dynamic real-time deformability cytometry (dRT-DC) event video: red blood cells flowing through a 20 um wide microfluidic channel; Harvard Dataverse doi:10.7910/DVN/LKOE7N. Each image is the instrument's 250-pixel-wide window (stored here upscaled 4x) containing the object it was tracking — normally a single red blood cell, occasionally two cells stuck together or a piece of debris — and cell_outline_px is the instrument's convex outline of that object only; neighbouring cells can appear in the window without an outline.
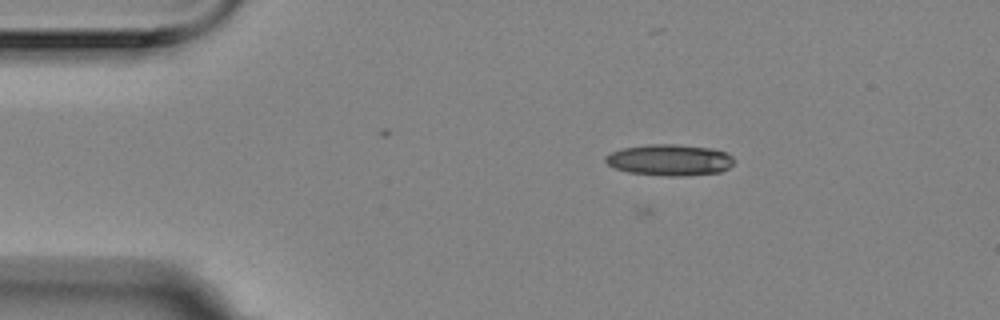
{"species": "Egyptian fruit bat (a non-hibernating species)", "species_latin": "Rousettus aegyptiacus", "temperature_condition": "room temperature", "stored_images_in_passage": 5, "camera_frame_rate_fps": 3000, "um_per_image_px": 0.085, "animal": {"sex": "female"}, "frame": {"image": 1, "passage_image": 2, "time_ms": 0.333, "image_size_px": [1000, 320], "cell_outline_px": [[732, 164], [728, 168], [720, 172], [684, 176], [668, 176], [628, 172], [616, 168], [608, 164], [604, 160], [604, 156], [612, 152], [624, 148], [648, 144], [676, 144], [712, 148], [728, 152], [732, 156]], "centroid_in_image_um": [56.93, 13.59], "position_along_channel_um": 28.1, "area_um2": 23.41}}
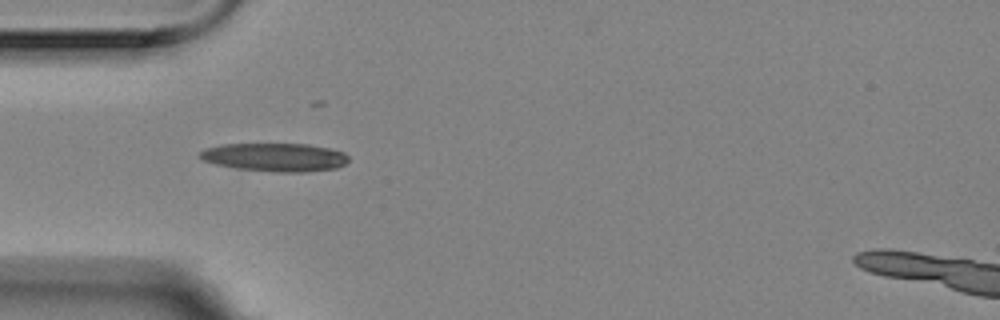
{"frame": {"image": 2, "passage_image": 4, "time_ms": 1.0, "image_size_px": [1000, 320], "cell_outline_px": [[348, 160], [344, 164], [336, 168], [304, 172], [276, 172], [236, 168], [216, 164], [204, 160], [196, 156], [200, 152], [208, 148], [220, 144], [308, 144], [332, 148], [344, 152], [348, 156]], "centroid_in_image_um": [23.39, 13.36], "position_along_channel_um": 61.6, "area_um2": 24.57}}
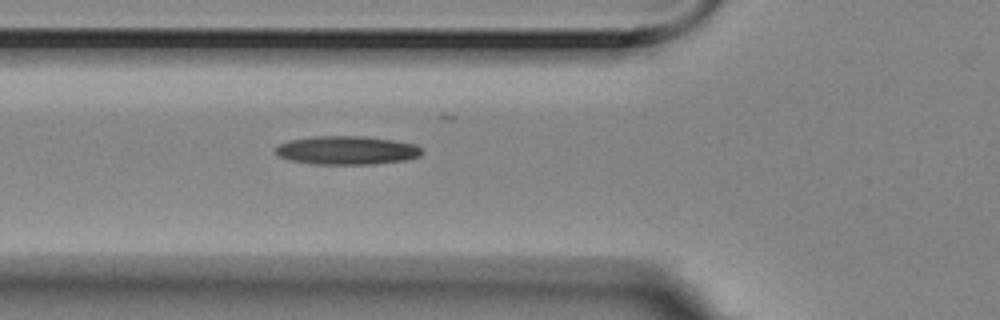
{"frame": {"image": 3, "passage_image": 5, "time_ms": 1.333, "image_size_px": [1000, 320], "cell_outline_px": [[424, 152], [420, 156], [404, 160], [372, 164], [316, 164], [292, 160], [280, 156], [276, 152], [276, 148], [280, 144], [288, 140], [312, 136], [364, 136], [392, 140], [416, 144]], "centroid_in_image_um": [29.51, 12.76], "position_along_channel_um": 96.3, "area_um2": 24.22}}